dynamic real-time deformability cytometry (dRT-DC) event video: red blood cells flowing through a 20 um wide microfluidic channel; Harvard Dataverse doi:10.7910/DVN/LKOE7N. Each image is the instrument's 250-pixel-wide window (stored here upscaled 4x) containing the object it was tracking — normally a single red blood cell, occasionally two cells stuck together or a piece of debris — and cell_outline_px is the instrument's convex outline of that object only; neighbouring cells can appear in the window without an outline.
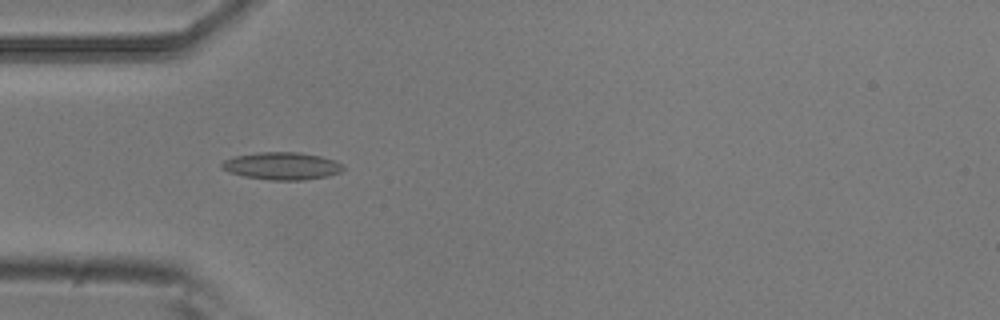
{"species": "common noctule bat (a hibernating species)", "species_latin": "Nyctalus noctula", "temperature_condition": "room temperature", "stored_images_in_passage": 6, "camera_frame_rate_fps": 3000, "um_per_image_px": 0.085, "animal": {"sex": "male", "body_mass_g": 20.5, "forearm_length_mm": 52.5}, "frame": {"image": 1, "passage_image": 5, "time_ms": 1.333, "image_size_px": [1000, 320], "cell_outline_px": [[344, 168], [340, 172], [328, 176], [304, 180], [268, 180], [244, 176], [228, 172], [220, 168], [220, 164], [224, 160], [236, 156], [256, 152], [300, 152], [320, 156], [336, 160], [344, 164]], "centroid_in_image_um": [23.97, 14.1], "position_along_channel_um": 61.0, "area_um2": 19.65}}
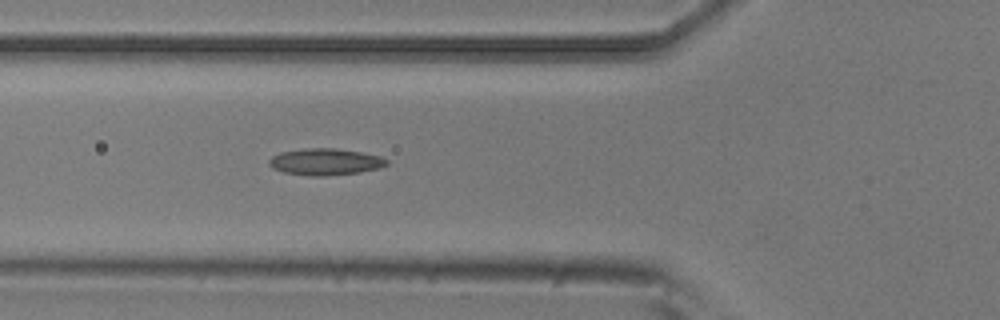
{"frame": {"image": 2, "passage_image": 6, "time_ms": 1.667, "image_size_px": [1000, 320], "cell_outline_px": [[388, 164], [380, 168], [360, 172], [324, 176], [312, 176], [284, 172], [272, 168], [268, 164], [268, 160], [272, 156], [280, 152], [308, 148], [336, 148], [360, 152], [380, 156], [388, 160]], "centroid_in_image_um": [27.64, 13.75], "position_along_channel_um": 98.2, "area_um2": 18.26}}